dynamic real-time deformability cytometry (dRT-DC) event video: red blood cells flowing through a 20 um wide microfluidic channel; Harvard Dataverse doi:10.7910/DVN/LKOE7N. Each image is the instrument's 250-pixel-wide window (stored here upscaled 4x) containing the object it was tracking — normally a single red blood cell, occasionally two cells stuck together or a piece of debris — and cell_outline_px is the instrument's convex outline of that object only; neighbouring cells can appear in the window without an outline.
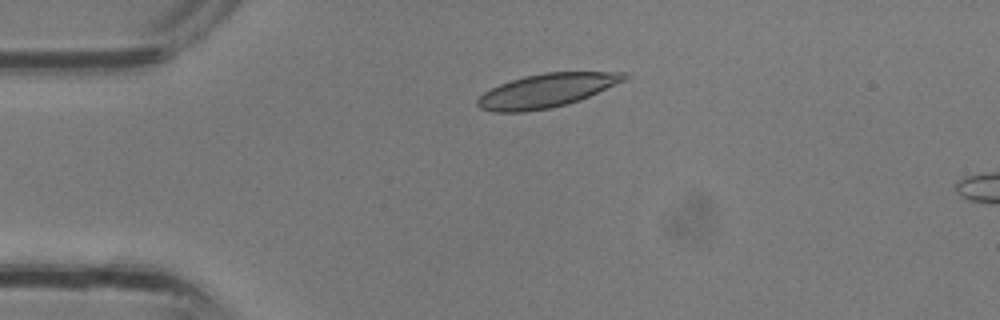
{"species": "common noctule bat (a hibernating species)", "species_latin": "Nyctalus noctula", "temperature_condition": "room temperature", "stored_images_in_passage": 3, "camera_frame_rate_fps": 3000, "um_per_image_px": 0.085, "animal": {"sex": "male", "body_mass_g": 13.3}, "frame": {"image": 1, "passage_image": 2, "time_ms": 0.333, "image_size_px": [1000, 320], "cell_outline_px": [[628, 76], [624, 80], [580, 100], [548, 108], [524, 112], [496, 112], [480, 108], [476, 104], [476, 100], [484, 92], [500, 84], [524, 76], [544, 72], [628, 72]], "centroid_in_image_um": [46.43, 7.69], "position_along_channel_um": 38.6, "area_um2": 28.44}}